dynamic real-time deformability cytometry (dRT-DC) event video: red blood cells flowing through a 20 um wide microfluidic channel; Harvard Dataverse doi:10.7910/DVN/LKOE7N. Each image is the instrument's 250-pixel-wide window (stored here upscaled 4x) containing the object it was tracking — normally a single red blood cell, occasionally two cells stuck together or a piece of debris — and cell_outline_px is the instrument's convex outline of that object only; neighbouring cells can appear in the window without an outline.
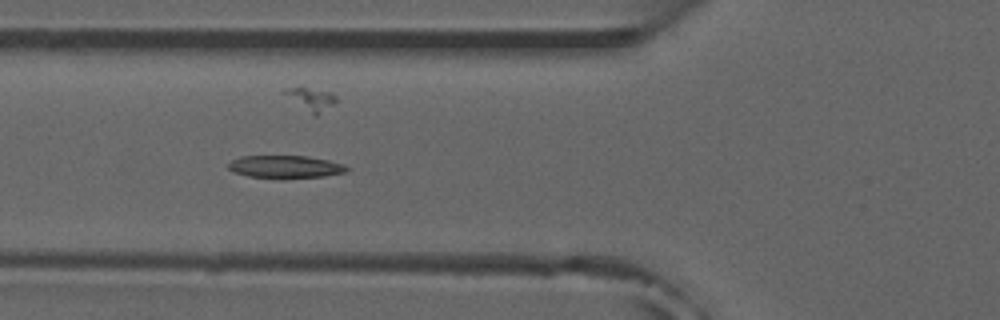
{"species": "common noctule bat (a hibernating species)", "species_latin": "Nyctalus noctula", "temperature_condition": "room temperature", "stored_images_in_passage": 20, "camera_frame_rate_fps": 3000, "um_per_image_px": 0.085, "animal": {"sex": "male", "forearm_length_mm": 52.5}, "frame": {"image": 1, "passage_image": 20, "time_ms": 6.333, "image_size_px": [1000, 320], "cell_outline_px": [[348, 168], [344, 172], [324, 176], [248, 176], [232, 172], [228, 168], [228, 164], [232, 160], [240, 156], [308, 156], [328, 160], [344, 164]], "centroid_in_image_um": [24.21, 14.13], "position_along_channel_um": 101.6, "area_um2": 14.91}}